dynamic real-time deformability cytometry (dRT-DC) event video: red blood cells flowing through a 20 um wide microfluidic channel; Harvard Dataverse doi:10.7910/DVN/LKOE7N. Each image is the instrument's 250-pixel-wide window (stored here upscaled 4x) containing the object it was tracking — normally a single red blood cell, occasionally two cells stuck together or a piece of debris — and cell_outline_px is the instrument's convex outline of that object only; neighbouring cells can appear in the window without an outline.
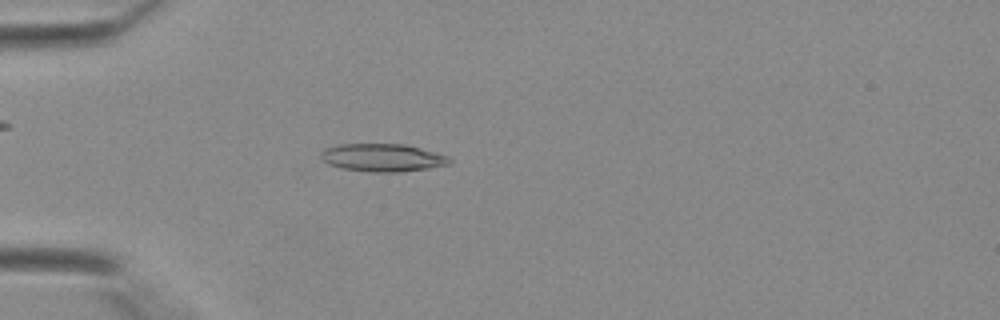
{"species": "Egyptian fruit bat (a non-hibernating species)", "species_latin": "Rousettus aegyptiacus", "temperature_condition": "warm", "stored_images_in_passage": 39, "camera_frame_rate_fps": 3000, "um_per_image_px": 0.085, "animal": {"sex": "female"}, "frame": {"image": 1, "passage_image": 10, "time_ms": 3.0, "image_size_px": [1000, 320], "cell_outline_px": [[452, 160], [448, 164], [428, 168], [400, 172], [372, 172], [344, 168], [328, 164], [320, 156], [320, 152], [324, 148], [340, 144], [404, 144], [420, 148], [448, 156]], "centroid_in_image_um": [32.5, 13.39], "position_along_channel_um": 52.5, "area_um2": 20.69}}
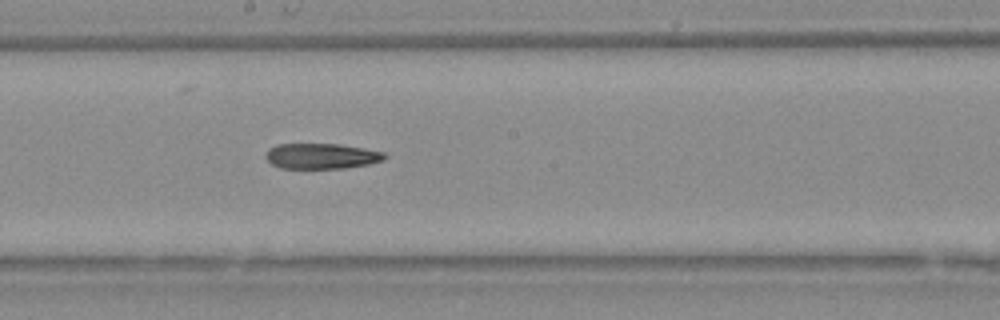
{"frame": {"image": 2, "passage_image": 21, "time_ms": 6.667, "image_size_px": [1000, 320], "cell_outline_px": [[388, 156], [384, 160], [368, 164], [344, 168], [280, 168], [272, 164], [264, 156], [268, 148], [276, 144], [340, 144], [364, 148], [384, 152]], "centroid_in_image_um": [27.32, 13.26], "position_along_channel_um": 220.9, "area_um2": 17.74}}
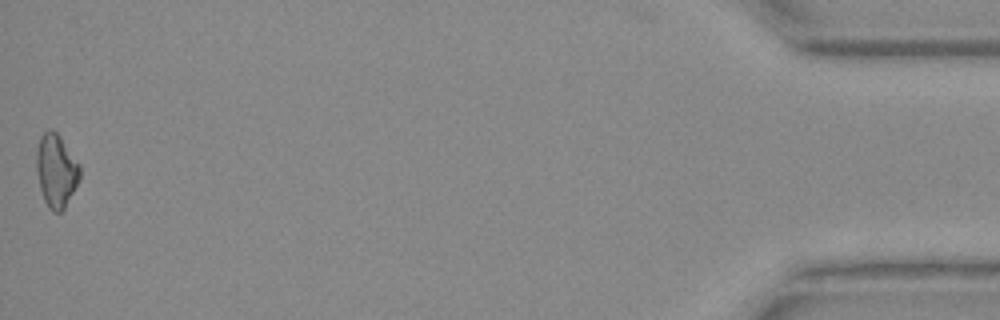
{"frame": {"image": 3, "passage_image": 39, "time_ms": 12.667, "image_size_px": [1000, 320], "cell_outline_px": [[80, 180], [64, 208], [60, 212], [52, 212], [48, 208], [44, 200], [40, 188], [36, 168], [36, 152], [40, 136], [48, 128], [52, 128], [60, 136], [80, 164]], "centroid_in_image_um": [4.78, 14.49], "position_along_channel_um": 430.4, "area_um2": 18.67}}